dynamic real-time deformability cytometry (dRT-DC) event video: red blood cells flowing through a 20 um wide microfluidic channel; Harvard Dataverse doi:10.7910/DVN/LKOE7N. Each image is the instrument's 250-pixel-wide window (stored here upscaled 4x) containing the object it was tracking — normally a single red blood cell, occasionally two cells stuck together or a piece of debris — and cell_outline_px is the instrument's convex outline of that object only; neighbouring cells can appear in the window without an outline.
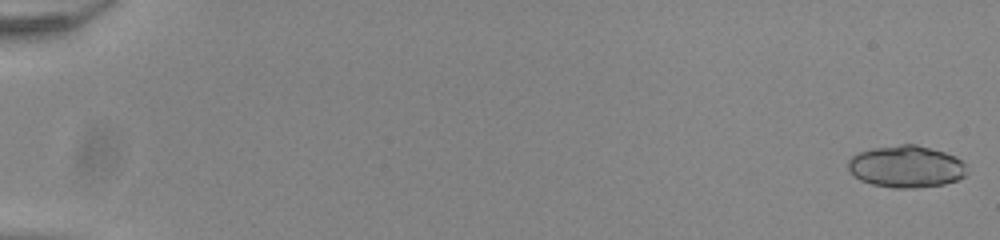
{"species": "common noctule bat (a hibernating species)", "species_latin": "Nyctalus noctula", "temperature_condition": "room temperature", "stored_images_in_passage": 54, "camera_frame_rate_fps": 3000, "um_per_image_px": 0.085, "animal": {"sex": "male", "body_mass_g": 20.0, "forearm_length_mm": 53.3}, "frame": {"image": 1, "passage_image": 1, "time_ms": 0.0, "image_size_px": [1000, 240], "cell_outline_px": [[964, 176], [956, 180], [944, 184], [916, 188], [892, 188], [872, 184], [860, 180], [848, 168], [848, 160], [852, 156], [860, 152], [872, 148], [900, 144], [916, 144], [944, 152], [956, 156], [964, 164]], "centroid_in_image_um": [77.0, 14.16], "position_along_channel_um": 8.0, "area_um2": 28.84}}
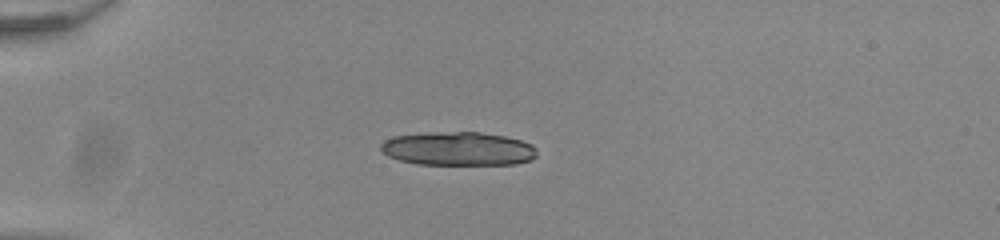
{"frame": {"image": 2, "passage_image": 16, "time_ms": 5.0, "image_size_px": [1000, 240], "cell_outline_px": [[536, 156], [532, 160], [516, 164], [416, 164], [400, 160], [388, 156], [380, 148], [380, 144], [384, 140], [392, 136], [456, 132], [480, 132], [504, 136], [520, 140], [532, 144], [536, 148]], "centroid_in_image_um": [38.97, 12.65], "position_along_channel_um": 46.0, "area_um2": 30.35}}
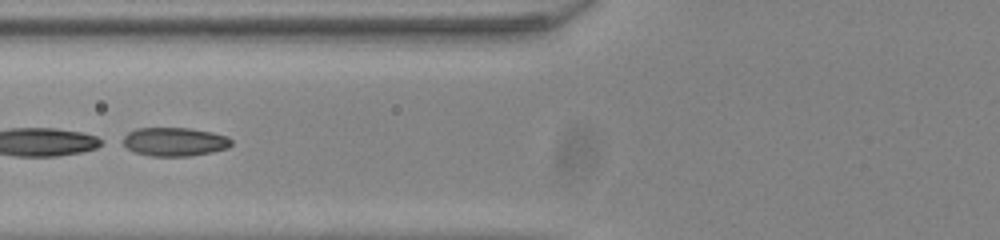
{"frame": {"image": 3, "passage_image": 24, "time_ms": 7.667, "image_size_px": [1000, 240], "cell_outline_px": [[232, 144], [228, 148], [212, 152], [188, 156], [152, 156], [136, 152], [128, 148], [116, 140], [128, 132], [136, 128], [188, 128], [212, 132], [228, 136], [232, 140]], "centroid_in_image_um": [14.79, 12.04], "position_along_channel_um": 111.0, "area_um2": 18.38}}